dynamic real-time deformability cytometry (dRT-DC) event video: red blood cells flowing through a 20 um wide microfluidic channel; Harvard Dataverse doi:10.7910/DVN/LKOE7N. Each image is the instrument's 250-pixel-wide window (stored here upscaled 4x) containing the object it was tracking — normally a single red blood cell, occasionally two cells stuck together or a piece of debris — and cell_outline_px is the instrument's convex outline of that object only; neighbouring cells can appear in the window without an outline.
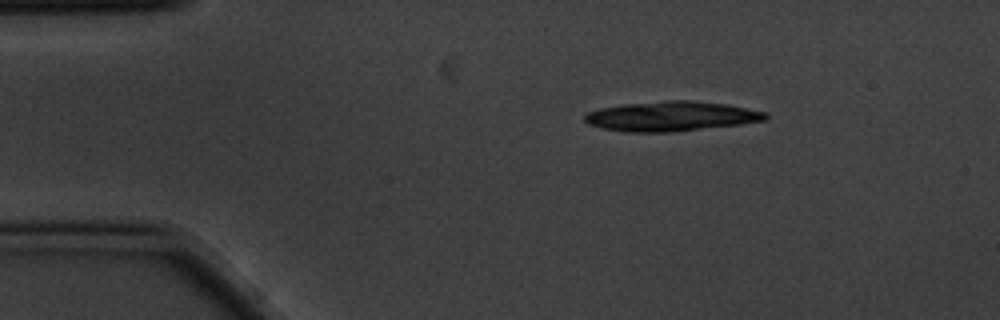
{"species": "common noctule bat (a hibernating species)", "species_latin": "Nyctalus noctula", "temperature_condition": "cold", "stored_images_in_passage": 4, "camera_frame_rate_fps": 3000, "um_per_image_px": 0.085, "animal": {"sex": "male", "body_mass_g": 20.1, "forearm_length_mm": 53.5}, "frame": {"image": 1, "passage_image": 1, "time_ms": 0.0, "image_size_px": [1000, 320], "cell_outline_px": [[768, 116], [764, 120], [740, 124], [668, 132], [628, 132], [600, 128], [588, 124], [584, 120], [584, 116], [588, 112], [600, 108], [624, 104], [668, 100], [692, 100], [728, 104], [768, 112]], "centroid_in_image_um": [57.05, 9.87], "position_along_channel_um": 28.0, "area_um2": 31.33}}